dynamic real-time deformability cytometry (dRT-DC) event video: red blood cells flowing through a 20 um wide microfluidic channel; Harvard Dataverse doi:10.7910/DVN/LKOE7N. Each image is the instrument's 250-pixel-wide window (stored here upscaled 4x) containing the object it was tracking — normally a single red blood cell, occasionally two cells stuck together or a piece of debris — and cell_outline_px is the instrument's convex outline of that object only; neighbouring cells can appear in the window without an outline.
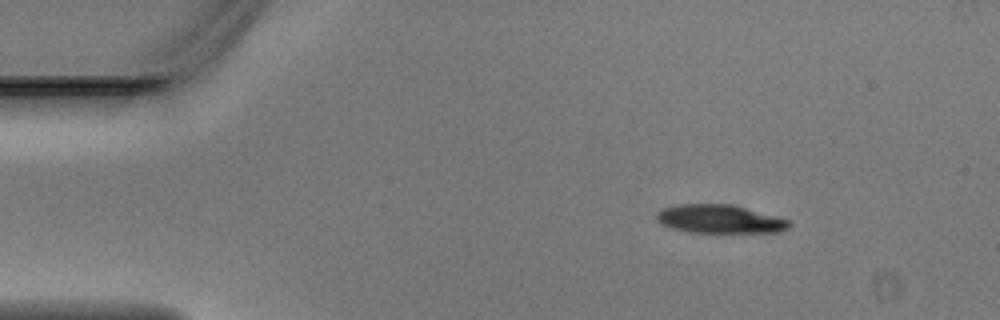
{"species": "Egyptian fruit bat (a non-hibernating species)", "species_latin": "Rousettus aegyptiacus", "temperature_condition": "warm", "stored_images_in_passage": 4, "camera_frame_rate_fps": 3000, "um_per_image_px": 0.085, "animal": {"sex": "male"}, "frame": {"image": 1, "passage_image": 2, "time_ms": 0.333, "image_size_px": [1000, 320], "cell_outline_px": [[792, 224], [788, 228], [780, 232], [688, 232], [672, 228], [660, 224], [656, 220], [656, 212], [660, 208], [676, 204], [732, 204], [792, 220]], "centroid_in_image_um": [61.16, 18.61], "position_along_channel_um": 23.8, "area_um2": 22.31}}
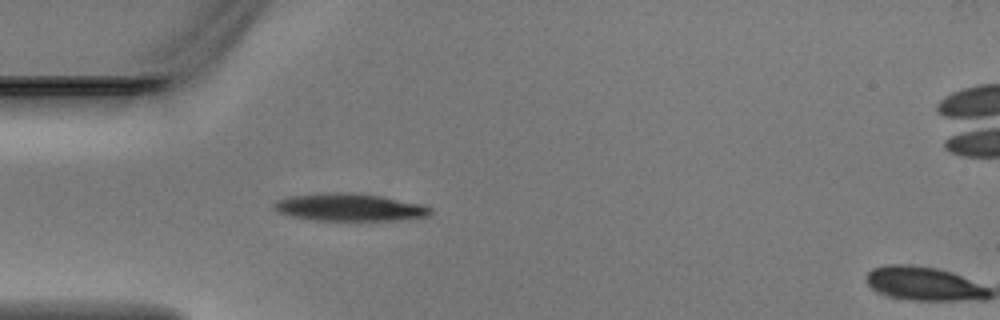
{"frame": {"image": 2, "passage_image": 4, "time_ms": 1.0, "image_size_px": [1000, 320], "cell_outline_px": [[432, 212], [428, 216], [400, 220], [312, 220], [292, 216], [276, 212], [272, 208], [272, 204], [276, 200], [288, 196], [320, 192], [352, 192], [380, 196], [424, 204], [432, 208]], "centroid_in_image_um": [29.67, 17.61], "position_along_channel_um": 55.3, "area_um2": 25.49}}